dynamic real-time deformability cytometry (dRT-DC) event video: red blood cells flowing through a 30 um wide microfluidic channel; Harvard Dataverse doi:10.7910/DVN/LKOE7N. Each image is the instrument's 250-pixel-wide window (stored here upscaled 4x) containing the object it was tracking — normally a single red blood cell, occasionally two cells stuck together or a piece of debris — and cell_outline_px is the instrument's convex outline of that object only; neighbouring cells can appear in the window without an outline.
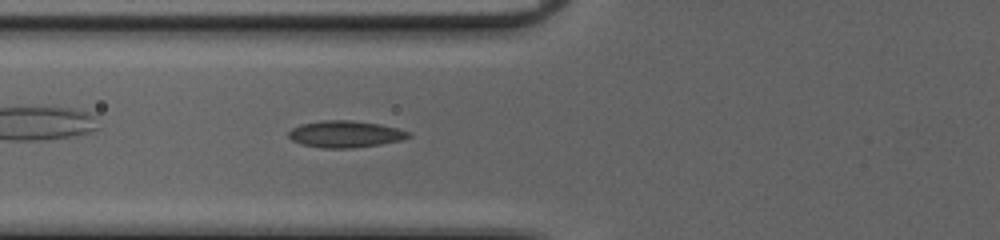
{"species": "common noctule bat (a hibernating species)", "species_latin": "Nyctalus noctula", "temperature_condition": "cold", "stored_images_in_passage": 40, "segment_of_instrument_passage": [1, 2], "camera_frame_rate_fps": 3000, "um_per_image_px": 0.085, "animal": {"sex": "female", "body_mass_g": 20.0, "forearm_length_mm": 54.0}, "frame": {"image": 1, "passage_image": 10, "time_ms": 3.0, "image_size_px": [1000, 240], "cell_outline_px": [[412, 136], [404, 140], [380, 144], [352, 148], [324, 148], [300, 144], [292, 140], [288, 136], [288, 132], [292, 128], [300, 124], [320, 120], [352, 120], [380, 124], [412, 132]], "centroid_in_image_um": [29.36, 11.39], "position_along_channel_um": 96.4, "area_um2": 18.9}}
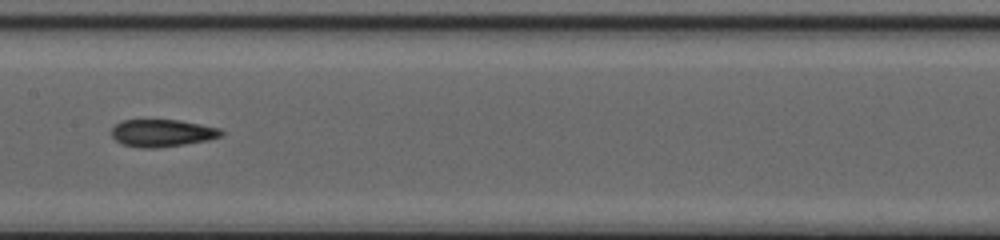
{"frame": {"image": 2, "passage_image": 17, "time_ms": 5.333, "image_size_px": [1000, 240], "cell_outline_px": [[224, 136], [208, 140], [184, 144], [156, 148], [140, 148], [124, 144], [116, 140], [112, 136], [112, 128], [116, 124], [124, 120], [180, 120], [220, 128], [224, 132]], "centroid_in_image_um": [13.83, 11.31], "position_along_channel_um": 193.6, "area_um2": 17.46}}
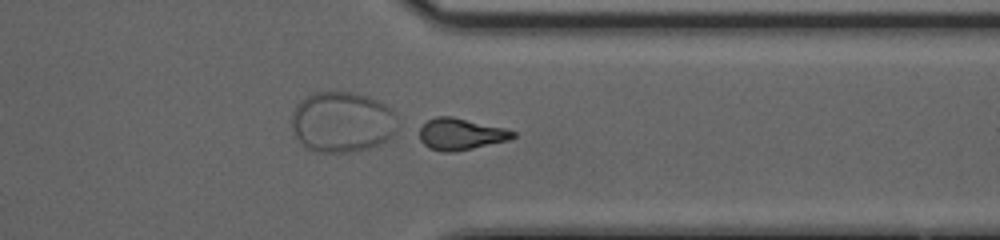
{"frame": {"image": 3, "passage_image": 30, "time_ms": 9.667, "image_size_px": [1000, 240], "cell_outline_px": [[516, 136], [508, 140], [472, 148], [452, 152], [444, 152], [428, 148], [420, 140], [420, 128], [428, 120], [436, 116], [452, 116], [504, 128], [516, 132]], "centroid_in_image_um": [39.15, 11.39], "position_along_channel_um": 372.3, "area_um2": 17.05}}